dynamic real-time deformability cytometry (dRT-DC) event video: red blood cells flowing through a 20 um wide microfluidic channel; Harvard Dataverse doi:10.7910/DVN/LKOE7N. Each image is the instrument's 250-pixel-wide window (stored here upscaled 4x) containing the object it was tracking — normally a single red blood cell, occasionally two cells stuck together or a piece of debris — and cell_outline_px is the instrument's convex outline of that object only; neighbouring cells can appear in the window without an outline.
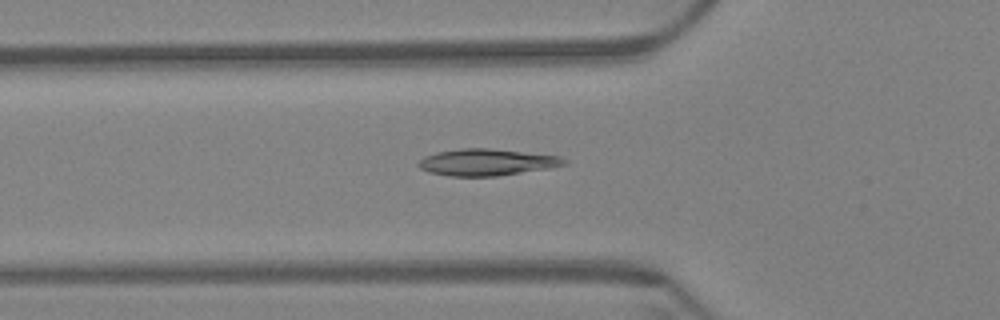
{"species": "Egyptian fruit bat (a non-hibernating species)", "species_latin": "Rousettus aegyptiacus", "temperature_condition": "warm", "stored_images_in_passage": 59, "camera_frame_rate_fps": 3000, "um_per_image_px": 0.085, "animal": {"sex": "female"}, "frame": {"image": 1, "passage_image": 20, "time_ms": 6.333, "image_size_px": [1000, 320], "cell_outline_px": [[568, 164], [548, 168], [496, 176], [448, 176], [428, 172], [420, 168], [416, 164], [424, 156], [436, 152], [464, 148], [488, 148], [560, 156], [568, 160]], "centroid_in_image_um": [41.35, 13.79], "position_along_channel_um": 84.4, "area_um2": 22.6}}
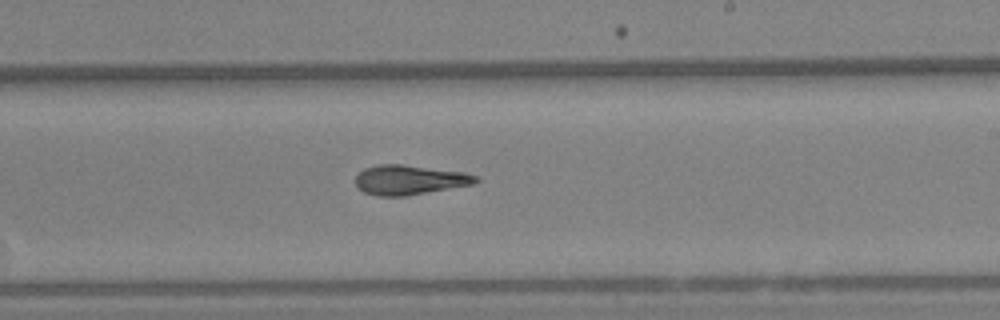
{"frame": {"image": 2, "passage_image": 35, "time_ms": 11.333, "image_size_px": [1000, 320], "cell_outline_px": [[480, 180], [472, 184], [404, 196], [380, 196], [364, 192], [356, 184], [356, 176], [364, 168], [380, 164], [400, 164], [464, 172], [476, 176]], "centroid_in_image_um": [34.79, 15.28], "position_along_channel_um": 254.2, "area_um2": 20.4}}
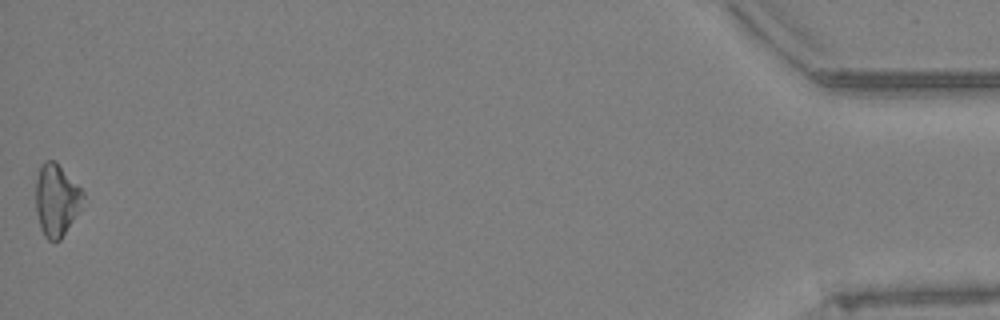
{"frame": {"image": 3, "passage_image": 59, "time_ms": 19.333, "image_size_px": [1000, 320], "cell_outline_px": [[84, 196], [80, 208], [60, 240], [48, 240], [44, 236], [40, 228], [36, 212], [36, 180], [40, 168], [44, 160], [56, 160], [84, 192]], "centroid_in_image_um": [4.78, 16.98], "position_along_channel_um": 430.4, "area_um2": 19.71}, "authors_computed_cell_mechanics": {"area_um2": 20.808, "velocity_mm_per_s": 3.4035, "shape_relaxation_time_tau1_ms": 10.0571, "shape_relaxation_time_tau2_ms": 8.358, "deformation_change_tau1": 0.1974, "deformation_change_tau2": 0.1442}}